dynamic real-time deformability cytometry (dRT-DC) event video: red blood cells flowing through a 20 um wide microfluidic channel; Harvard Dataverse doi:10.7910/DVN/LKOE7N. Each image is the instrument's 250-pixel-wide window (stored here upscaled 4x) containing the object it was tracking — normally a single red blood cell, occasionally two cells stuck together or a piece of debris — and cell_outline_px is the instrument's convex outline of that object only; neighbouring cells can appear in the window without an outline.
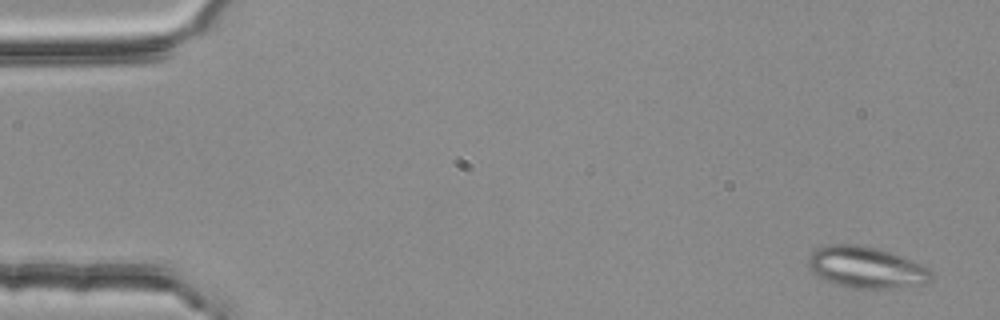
{"species": "common noctule bat (a hibernating species)", "species_latin": "Nyctalus noctula", "temperature_condition": "room temperature", "stored_images_in_passage": 54, "camera_frame_rate_fps": 3000, "um_per_image_px": 0.085, "animal": {"sex": "female", "body_mass_g": 25.1}, "frame": {"image": 1, "passage_image": 3, "time_ms": 0.667, "image_size_px": [1000, 320], "cell_outline_px": [[936, 272], [928, 284], [888, 288], [848, 288], [824, 280], [812, 272], [808, 268], [808, 256], [816, 248], [828, 244], [856, 244], [876, 248], [888, 252], [928, 268]], "centroid_in_image_um": [73.6, 22.74], "position_along_channel_um": 11.4, "area_um2": 29.71}}
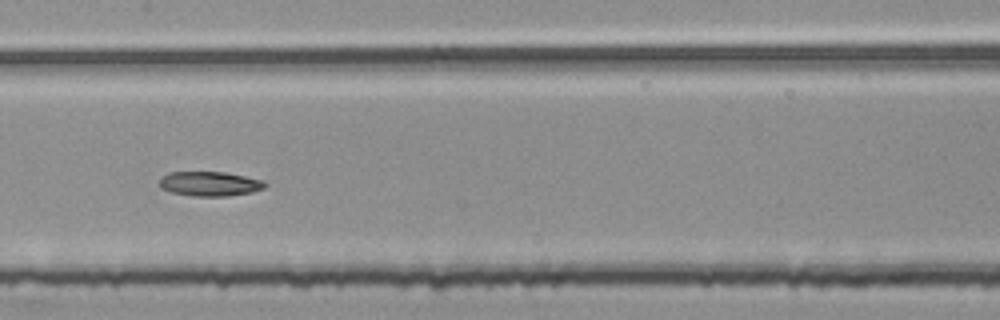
{"frame": {"image": 2, "passage_image": 28, "time_ms": 9.0, "image_size_px": [1000, 320], "cell_outline_px": [[268, 184], [264, 188], [252, 192], [228, 196], [192, 196], [172, 192], [160, 188], [160, 176], [168, 172], [224, 172], [264, 180]], "centroid_in_image_um": [17.83, 15.62], "position_along_channel_um": 189.6, "area_um2": 15.2}}
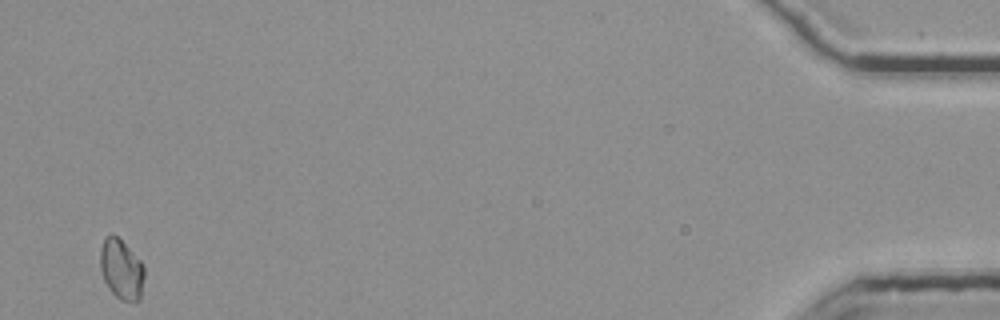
{"frame": {"image": 3, "passage_image": 54, "time_ms": 17.667, "image_size_px": [1000, 320], "cell_outline_px": [[144, 276], [140, 300], [120, 300], [108, 288], [104, 280], [100, 268], [100, 248], [104, 236], [112, 232], [144, 264]], "centroid_in_image_um": [10.3, 22.86], "position_along_channel_um": 424.9, "area_um2": 15.43}, "authors_computed_cell_mechanics": {"area_um2": 15.5193, "velocity_mm_per_s": 3.7563, "shape_relaxation_time_tau1_ms": null, "shape_relaxation_time_tau2_ms": 7.5304, "deformation_change_tau1": null, "deformation_change_tau2": 0.108}}